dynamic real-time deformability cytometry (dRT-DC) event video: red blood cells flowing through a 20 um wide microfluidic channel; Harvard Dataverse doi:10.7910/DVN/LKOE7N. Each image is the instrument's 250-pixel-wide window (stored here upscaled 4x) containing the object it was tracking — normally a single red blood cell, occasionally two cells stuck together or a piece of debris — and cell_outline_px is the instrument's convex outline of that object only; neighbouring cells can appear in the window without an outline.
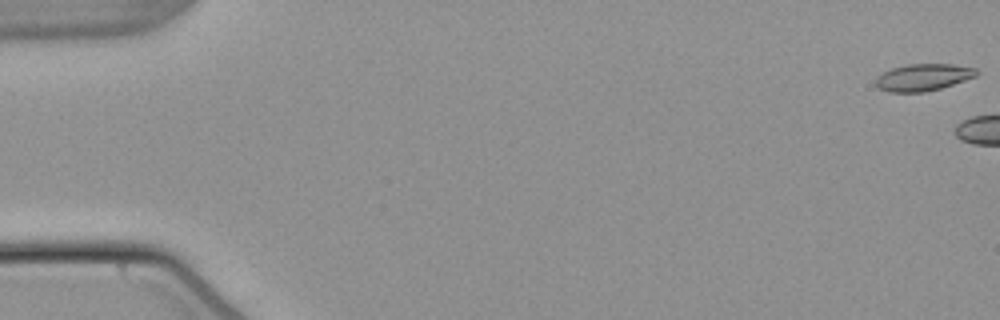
{"species": "common noctule bat (a hibernating species)", "species_latin": "Nyctalus noctula", "temperature_condition": "warm", "stored_images_in_passage": 5, "camera_frame_rate_fps": 3000, "um_per_image_px": 0.085, "animal": {"sex": "male", "body_mass_g": 21.5, "forearm_length_mm": 52.0}, "frame": {"image": 1, "passage_image": 1, "time_ms": 0.0, "image_size_px": [1000, 320], "cell_outline_px": [[980, 72], [976, 76], [940, 88], [924, 92], [888, 92], [880, 88], [876, 84], [876, 80], [884, 72], [892, 68], [908, 64], [952, 64], [976, 68]], "centroid_in_image_um": [78.5, 6.56], "position_along_channel_um": 6.5, "area_um2": 15.61}}